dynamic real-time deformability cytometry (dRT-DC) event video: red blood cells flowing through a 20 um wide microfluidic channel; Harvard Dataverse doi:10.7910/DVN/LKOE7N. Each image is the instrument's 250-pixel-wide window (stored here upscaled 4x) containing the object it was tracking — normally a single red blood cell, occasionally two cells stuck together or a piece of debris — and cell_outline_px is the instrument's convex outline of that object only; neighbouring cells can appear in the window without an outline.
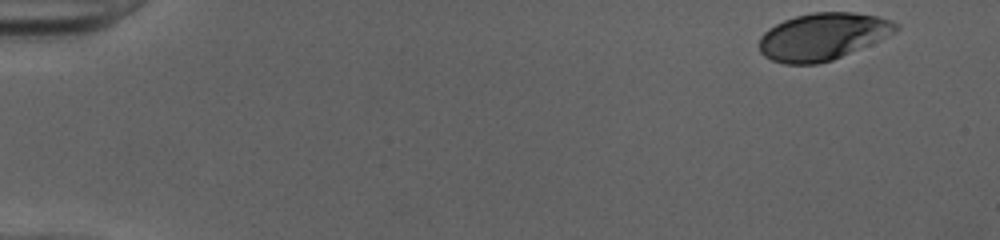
{"species": "human", "species_latin": "Homo sapiens", "temperature_condition": "cold", "stored_images_in_passage": 49, "camera_frame_rate_fps": 3000, "um_per_image_px": 0.085, "donor": {"sex": "female"}, "frame": {"image": 1, "passage_image": 1, "time_ms": 0.0, "image_size_px": [1000, 240], "cell_outline_px": [[900, 28], [896, 32], [832, 60], [816, 64], [784, 64], [772, 60], [764, 56], [760, 52], [760, 36], [768, 28], [784, 20], [796, 16], [812, 12], [852, 12], [880, 16], [892, 20], [900, 24]], "centroid_in_image_um": [69.93, 3.09], "position_along_channel_um": 15.1, "area_um2": 37.45}}
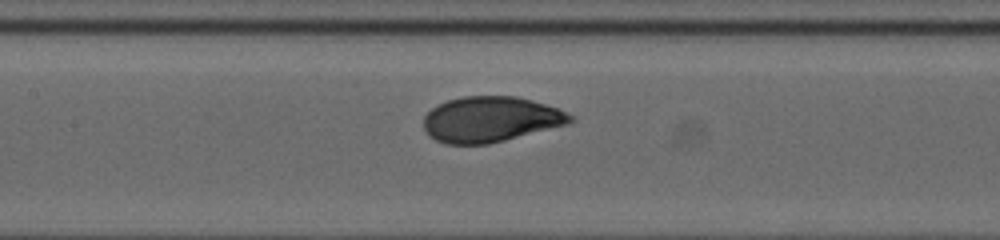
{"frame": {"image": 2, "passage_image": 23, "time_ms": 7.333, "image_size_px": [1000, 240], "cell_outline_px": [[576, 120], [572, 124], [488, 144], [444, 144], [428, 136], [424, 128], [424, 116], [436, 104], [448, 100], [464, 96], [516, 96], [532, 100], [556, 108], [572, 116]], "centroid_in_image_um": [41.7, 10.15], "position_along_channel_um": 165.7, "area_um2": 39.13}}
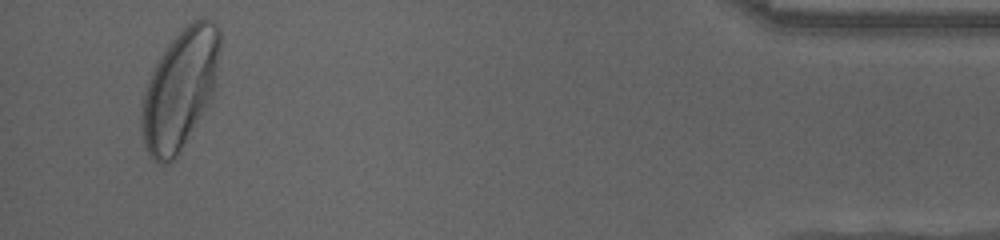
{"frame": {"image": 3, "passage_image": 47, "time_ms": 15.333, "image_size_px": [1000, 240], "cell_outline_px": [[220, 48], [216, 80], [212, 92], [176, 156], [168, 164], [156, 164], [148, 156], [144, 148], [140, 132], [140, 112], [148, 80], [156, 64], [168, 44], [180, 28], [200, 16], [208, 16], [220, 28]], "centroid_in_image_um": [15.26, 7.53], "position_along_channel_um": 419.9, "area_um2": 54.22}, "authors_computed_cell_mechanics": {"area_um2": 39.4196, "velocity_mm_per_s": 3.9953, "shape_relaxation_time_tau1_ms": 2.3255, "shape_relaxation_time_tau2_ms": null, "deformation_change_tau1": 0.1442, "deformation_change_tau2": null}}